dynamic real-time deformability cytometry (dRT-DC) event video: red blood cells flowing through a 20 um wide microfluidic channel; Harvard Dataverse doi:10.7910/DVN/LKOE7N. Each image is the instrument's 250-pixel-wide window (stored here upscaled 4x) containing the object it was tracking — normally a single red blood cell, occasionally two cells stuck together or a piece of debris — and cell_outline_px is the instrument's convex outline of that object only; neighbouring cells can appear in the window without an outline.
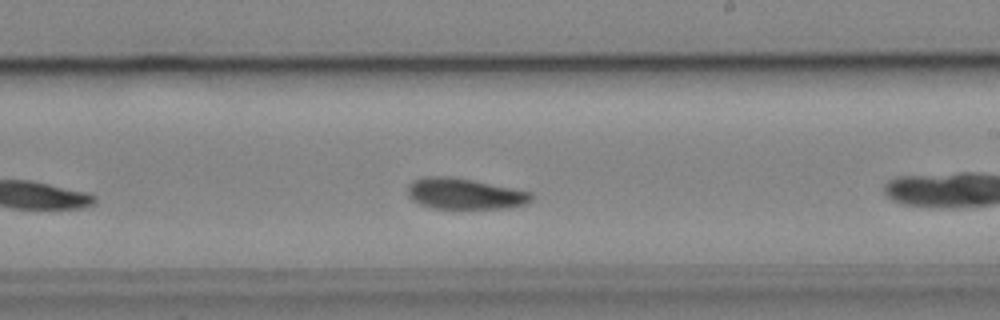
{"species": "common noctule bat (a hibernating species)", "species_latin": "Nyctalus noctula", "temperature_condition": "cold", "stored_images_in_passage": 10, "camera_frame_rate_fps": 3000, "um_per_image_px": 0.085, "animal": {"sex": "male", "body_mass_g": 19.2, "forearm_length_mm": 51.8}, "frame": {"image": 1, "passage_image": 10, "time_ms": 11.667, "image_size_px": [1000, 320], "cell_outline_px": [[532, 200], [524, 204], [504, 208], [432, 208], [420, 204], [412, 200], [408, 196], [408, 184], [412, 180], [428, 176], [448, 176], [472, 180], [532, 192]], "centroid_in_image_um": [39.45, 16.46], "position_along_channel_um": 249.5, "area_um2": 22.14}}